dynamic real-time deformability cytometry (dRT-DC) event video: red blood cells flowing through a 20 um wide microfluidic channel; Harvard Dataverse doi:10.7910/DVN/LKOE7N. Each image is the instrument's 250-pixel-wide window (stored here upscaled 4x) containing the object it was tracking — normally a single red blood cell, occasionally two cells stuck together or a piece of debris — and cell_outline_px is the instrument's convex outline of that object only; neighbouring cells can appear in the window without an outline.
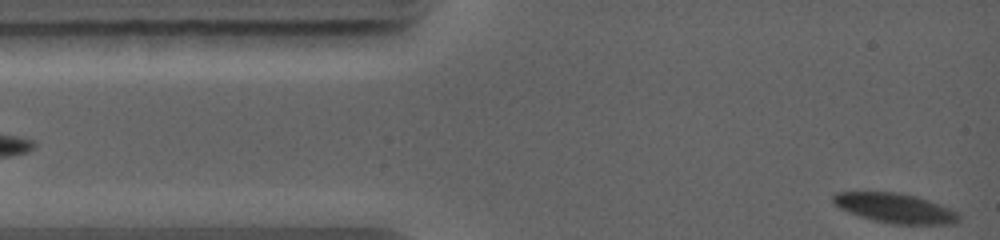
{"species": "common noctule bat (a hibernating species)", "species_latin": "Nyctalus noctula", "temperature_condition": "warm", "stored_images_in_passage": 4, "segment_of_instrument_passage": [2, 2], "camera_frame_rate_fps": 5000, "um_per_image_px": 0.085, "animal": {"sex": "female", "body_mass_g": 19.0, "forearm_length_mm": 56.7}, "frame": {"image": 1, "passage_image": 4, "time_ms": 2.6, "image_size_px": [1000, 240], "cell_outline_px": [[960, 220], [952, 224], [892, 224], [860, 216], [848, 212], [840, 208], [832, 200], [832, 196], [836, 192], [896, 192], [916, 196], [928, 200], [948, 208], [956, 212], [960, 216]], "centroid_in_image_um": [76.07, 17.69], "position_along_channel_um": 8.9, "area_um2": 21.44}}